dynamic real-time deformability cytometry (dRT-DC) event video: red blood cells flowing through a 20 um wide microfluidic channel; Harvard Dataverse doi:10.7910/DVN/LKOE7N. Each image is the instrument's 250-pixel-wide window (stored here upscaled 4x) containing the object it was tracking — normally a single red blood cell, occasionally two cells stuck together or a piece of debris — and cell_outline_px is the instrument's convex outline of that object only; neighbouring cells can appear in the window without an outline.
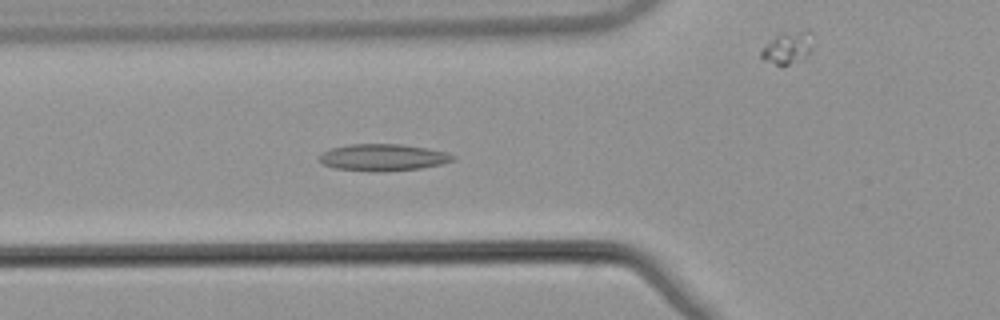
{"species": "common noctule bat (a hibernating species)", "species_latin": "Nyctalus noctula", "temperature_condition": "warm", "stored_images_in_passage": 42, "camera_frame_rate_fps": 3000, "um_per_image_px": 0.085, "animal": {"sex": "male", "body_mass_g": 21.5, "forearm_length_mm": 52.0}, "frame": {"image": 1, "passage_image": 13, "time_ms": 4.0, "image_size_px": [1000, 320], "cell_outline_px": [[456, 160], [440, 164], [420, 168], [380, 172], [376, 172], [336, 168], [324, 164], [320, 160], [320, 156], [324, 152], [332, 148], [348, 144], [400, 144], [428, 148], [444, 152], [456, 156]], "centroid_in_image_um": [32.59, 13.38], "position_along_channel_um": 93.2, "area_um2": 20.69}}
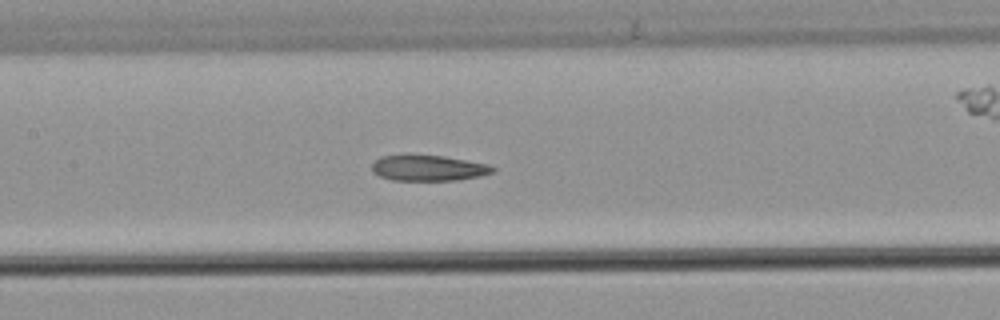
{"frame": {"image": 2, "passage_image": 19, "time_ms": 6.0, "image_size_px": [1000, 320], "cell_outline_px": [[496, 172], [480, 176], [456, 180], [392, 180], [380, 176], [372, 172], [372, 164], [380, 156], [404, 152], [408, 152], [444, 156], [488, 164], [496, 168]], "centroid_in_image_um": [36.37, 14.24], "position_along_channel_um": 171.0, "area_um2": 18.84}}
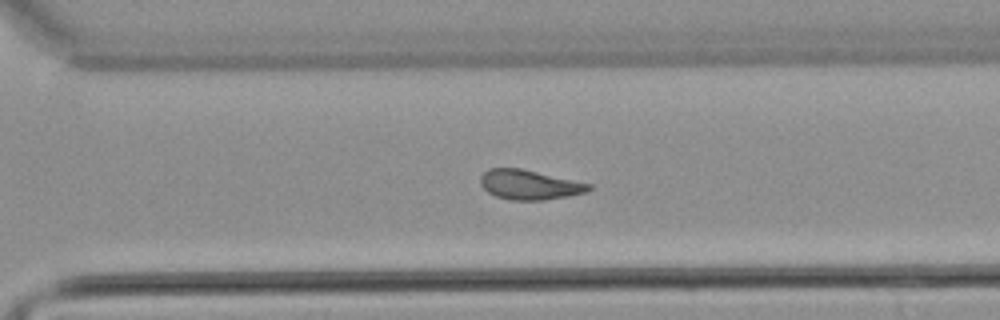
{"frame": {"image": 3, "passage_image": 31, "time_ms": 10.0, "image_size_px": [1000, 320], "cell_outline_px": [[592, 188], [588, 192], [568, 196], [544, 200], [508, 200], [496, 196], [488, 192], [480, 184], [480, 176], [488, 168], [520, 168], [592, 184]], "centroid_in_image_um": [45.0, 15.7], "position_along_channel_um": 325.6, "area_um2": 18.79}, "authors_computed_cell_mechanics": {"area_um2": 18.9873, "velocity_mm_per_s": 3.8707, "shape_relaxation_time_tau1_ms": null, "shape_relaxation_time_tau2_ms": 3.201, "deformation_change_tau1": null, "deformation_change_tau2": 0.108}}